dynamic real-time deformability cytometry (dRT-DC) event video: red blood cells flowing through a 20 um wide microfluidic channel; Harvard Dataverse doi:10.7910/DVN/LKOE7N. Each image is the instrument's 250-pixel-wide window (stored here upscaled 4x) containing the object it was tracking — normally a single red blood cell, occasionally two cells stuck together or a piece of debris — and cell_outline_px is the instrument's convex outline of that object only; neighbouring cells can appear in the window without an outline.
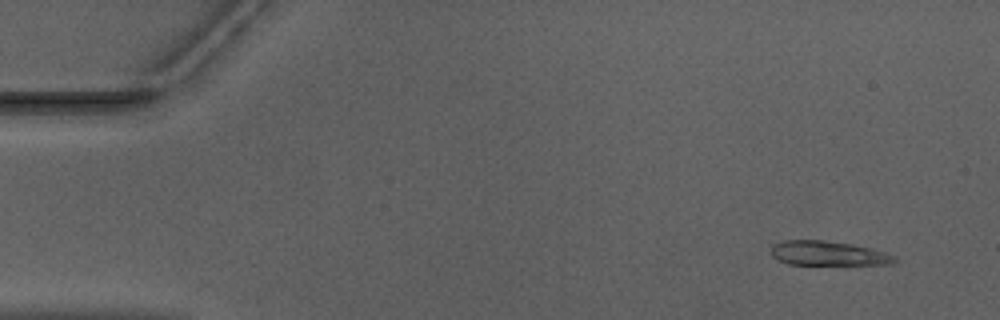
{"species": "Egyptian fruit bat (a non-hibernating species)", "species_latin": "Rousettus aegyptiacus", "temperature_condition": "warm", "stored_images_in_passage": 47, "camera_frame_rate_fps": 3000, "um_per_image_px": 0.085, "animal": {"sex": "male"}, "frame": {"image": 1, "passage_image": 4, "time_ms": 1.0, "image_size_px": [1000, 320], "cell_outline_px": [[900, 260], [896, 264], [844, 268], [788, 264], [772, 256], [772, 244], [784, 240], [820, 240], [852, 244], [872, 248], [896, 256]], "centroid_in_image_um": [70.54, 21.62], "position_along_channel_um": 14.5, "area_um2": 19.13}}
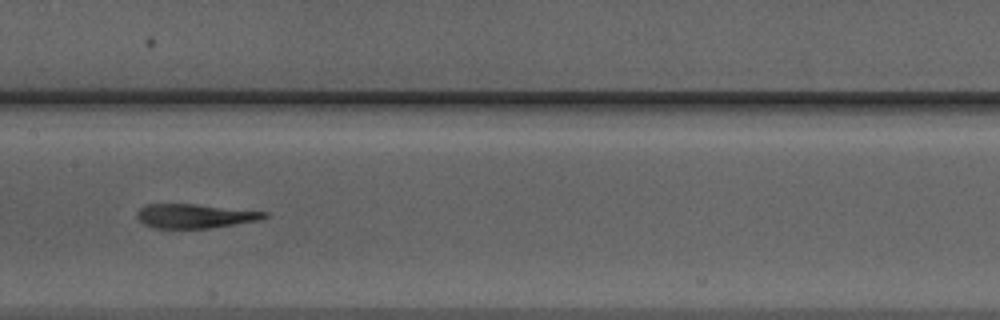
{"frame": {"image": 2, "passage_image": 26, "time_ms": 8.333, "image_size_px": [1000, 320], "cell_outline_px": [[268, 216], [260, 220], [212, 228], [152, 228], [144, 224], [136, 216], [136, 212], [140, 208], [148, 204], [196, 204], [268, 212]], "centroid_in_image_um": [16.56, 18.36], "position_along_channel_um": 190.8, "area_um2": 17.98}}
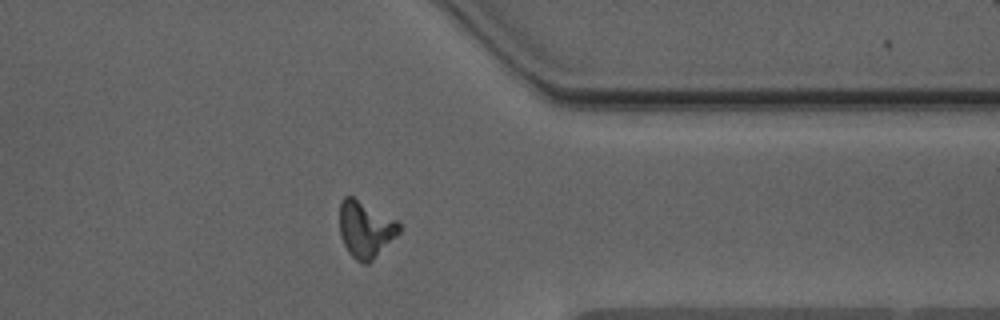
{"frame": {"image": 3, "passage_image": 41, "time_ms": 13.333, "image_size_px": [1000, 320], "cell_outline_px": [[400, 232], [368, 264], [364, 264], [356, 260], [348, 252], [340, 236], [340, 200], [344, 196], [352, 196], [396, 220], [400, 224]], "centroid_in_image_um": [31.04, 19.49], "position_along_channel_um": 380.4, "area_um2": 19.42}}